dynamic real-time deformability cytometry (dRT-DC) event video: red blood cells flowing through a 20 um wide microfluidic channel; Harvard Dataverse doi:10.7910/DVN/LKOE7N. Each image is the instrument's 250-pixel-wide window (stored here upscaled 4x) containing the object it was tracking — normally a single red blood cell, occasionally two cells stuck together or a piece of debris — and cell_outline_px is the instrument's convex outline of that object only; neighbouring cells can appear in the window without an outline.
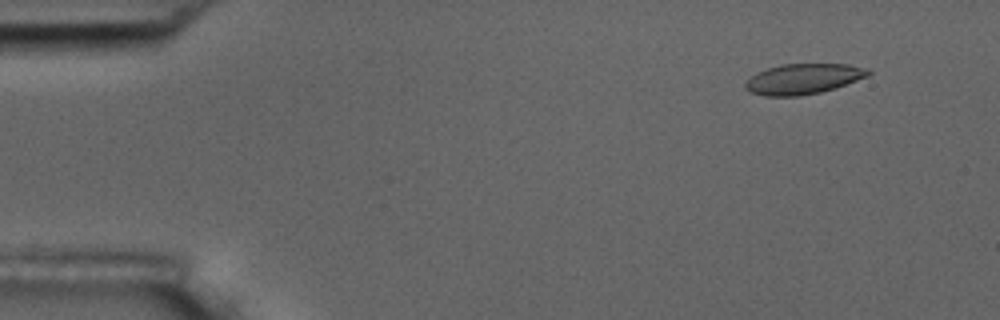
{"species": "common noctule bat (a hibernating species)", "species_latin": "Nyctalus noctula", "temperature_condition": "room temperature", "stored_images_in_passage": 5, "camera_frame_rate_fps": 3000, "um_per_image_px": 0.085, "animal": {"sex": "male", "body_mass_g": 17.5, "forearm_length_mm": 52.3}, "frame": {"image": 1, "passage_image": 1, "time_ms": 0.0, "image_size_px": [1000, 320], "cell_outline_px": [[872, 72], [868, 76], [836, 88], [820, 92], [800, 96], [764, 96], [748, 92], [744, 88], [744, 84], [756, 72], [780, 64], [848, 64], [868, 68]], "centroid_in_image_um": [68.27, 6.71], "position_along_channel_um": 16.7, "area_um2": 21.96}}
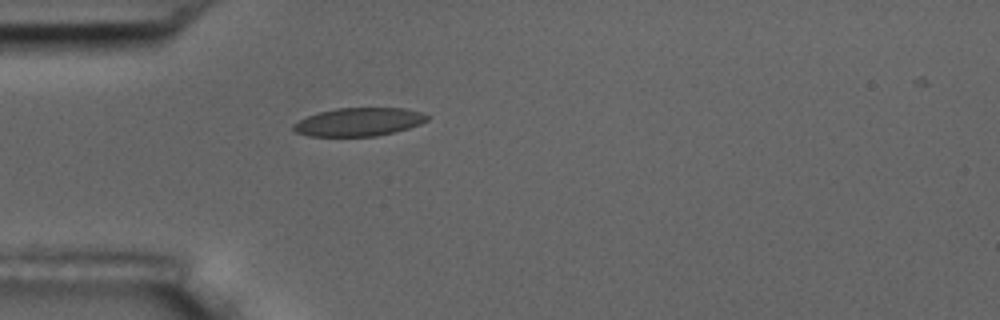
{"frame": {"image": 2, "passage_image": 4, "time_ms": 3.667, "image_size_px": [1000, 320], "cell_outline_px": [[428, 120], [420, 124], [408, 128], [376, 136], [308, 136], [296, 132], [292, 128], [292, 124], [316, 112], [336, 108], [404, 108], [420, 112], [428, 116]], "centroid_in_image_um": [30.47, 10.36], "position_along_channel_um": 54.5, "area_um2": 21.96}}